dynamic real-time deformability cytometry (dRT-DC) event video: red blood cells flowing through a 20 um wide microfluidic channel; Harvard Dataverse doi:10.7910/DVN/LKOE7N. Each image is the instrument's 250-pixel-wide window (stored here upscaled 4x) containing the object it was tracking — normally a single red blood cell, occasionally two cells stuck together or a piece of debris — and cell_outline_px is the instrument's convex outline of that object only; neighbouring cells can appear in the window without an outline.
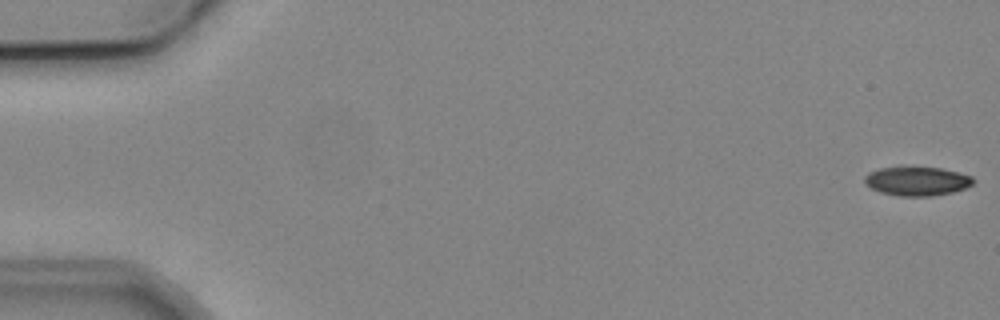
{"species": "common noctule bat (a hibernating species)", "species_latin": "Nyctalus noctula", "temperature_condition": "cold", "stored_images_in_passage": 2, "camera_frame_rate_fps": 3000, "um_per_image_px": 0.085, "animal": {"sex": "male", "body_mass_g": 19.2, "forearm_length_mm": 51.8}, "frame": {"image": 1, "passage_image": 2, "time_ms": 2.333, "image_size_px": [1000, 320], "cell_outline_px": [[972, 184], [964, 188], [952, 192], [932, 196], [900, 196], [880, 192], [864, 184], [864, 176], [868, 172], [880, 168], [900, 164], [904, 164], [940, 168], [972, 176]], "centroid_in_image_um": [77.86, 15.35], "position_along_channel_um": 7.1, "area_um2": 18.9}}